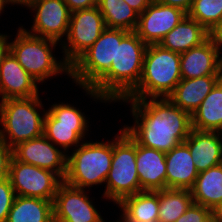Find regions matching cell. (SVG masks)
Returning a JSON list of instances; mask_svg holds the SVG:
<instances>
[{
  "mask_svg": "<svg viewBox=\"0 0 222 222\" xmlns=\"http://www.w3.org/2000/svg\"><path fill=\"white\" fill-rule=\"evenodd\" d=\"M131 104L134 125L123 128L142 146L167 153L187 139L191 114L168 98L123 99Z\"/></svg>",
  "mask_w": 222,
  "mask_h": 222,
  "instance_id": "6da1fadb",
  "label": "cell"
},
{
  "mask_svg": "<svg viewBox=\"0 0 222 222\" xmlns=\"http://www.w3.org/2000/svg\"><path fill=\"white\" fill-rule=\"evenodd\" d=\"M147 46L135 31L116 29L115 61L91 88H84L86 95L105 103L123 100L140 81Z\"/></svg>",
  "mask_w": 222,
  "mask_h": 222,
  "instance_id": "7a4b0ae2",
  "label": "cell"
},
{
  "mask_svg": "<svg viewBox=\"0 0 222 222\" xmlns=\"http://www.w3.org/2000/svg\"><path fill=\"white\" fill-rule=\"evenodd\" d=\"M181 79L180 53L149 44L140 81L124 99L167 98Z\"/></svg>",
  "mask_w": 222,
  "mask_h": 222,
  "instance_id": "3957f363",
  "label": "cell"
},
{
  "mask_svg": "<svg viewBox=\"0 0 222 222\" xmlns=\"http://www.w3.org/2000/svg\"><path fill=\"white\" fill-rule=\"evenodd\" d=\"M39 98L37 95L0 101V142L13 148L21 142L43 135L46 111ZM37 109H43L44 113H39Z\"/></svg>",
  "mask_w": 222,
  "mask_h": 222,
  "instance_id": "277c9868",
  "label": "cell"
},
{
  "mask_svg": "<svg viewBox=\"0 0 222 222\" xmlns=\"http://www.w3.org/2000/svg\"><path fill=\"white\" fill-rule=\"evenodd\" d=\"M17 30L16 38L10 42V52L38 83L63 72L70 76V66L64 59L58 61L52 53L59 42L31 35L23 26Z\"/></svg>",
  "mask_w": 222,
  "mask_h": 222,
  "instance_id": "5b68a950",
  "label": "cell"
},
{
  "mask_svg": "<svg viewBox=\"0 0 222 222\" xmlns=\"http://www.w3.org/2000/svg\"><path fill=\"white\" fill-rule=\"evenodd\" d=\"M67 154V172L64 182L72 187L86 189L105 184L111 168L113 141H83Z\"/></svg>",
  "mask_w": 222,
  "mask_h": 222,
  "instance_id": "8992f818",
  "label": "cell"
},
{
  "mask_svg": "<svg viewBox=\"0 0 222 222\" xmlns=\"http://www.w3.org/2000/svg\"><path fill=\"white\" fill-rule=\"evenodd\" d=\"M111 168L103 197L118 204L123 198L141 192L136 170V140L124 129L113 137Z\"/></svg>",
  "mask_w": 222,
  "mask_h": 222,
  "instance_id": "52a82bcc",
  "label": "cell"
},
{
  "mask_svg": "<svg viewBox=\"0 0 222 222\" xmlns=\"http://www.w3.org/2000/svg\"><path fill=\"white\" fill-rule=\"evenodd\" d=\"M78 108L68 103L53 104L45 113L43 135L66 154L78 147L89 131V121Z\"/></svg>",
  "mask_w": 222,
  "mask_h": 222,
  "instance_id": "ba28073f",
  "label": "cell"
},
{
  "mask_svg": "<svg viewBox=\"0 0 222 222\" xmlns=\"http://www.w3.org/2000/svg\"><path fill=\"white\" fill-rule=\"evenodd\" d=\"M116 29L106 28L71 66L70 78L81 88H91L115 61Z\"/></svg>",
  "mask_w": 222,
  "mask_h": 222,
  "instance_id": "9c48e42d",
  "label": "cell"
},
{
  "mask_svg": "<svg viewBox=\"0 0 222 222\" xmlns=\"http://www.w3.org/2000/svg\"><path fill=\"white\" fill-rule=\"evenodd\" d=\"M105 29L104 18L97 6L71 12L66 39L60 44L63 45L64 61L71 66Z\"/></svg>",
  "mask_w": 222,
  "mask_h": 222,
  "instance_id": "30bf717a",
  "label": "cell"
},
{
  "mask_svg": "<svg viewBox=\"0 0 222 222\" xmlns=\"http://www.w3.org/2000/svg\"><path fill=\"white\" fill-rule=\"evenodd\" d=\"M9 180L16 196L54 200L63 180L53 171L26 164L14 157L10 163Z\"/></svg>",
  "mask_w": 222,
  "mask_h": 222,
  "instance_id": "8fae6325",
  "label": "cell"
},
{
  "mask_svg": "<svg viewBox=\"0 0 222 222\" xmlns=\"http://www.w3.org/2000/svg\"><path fill=\"white\" fill-rule=\"evenodd\" d=\"M35 12L33 25L26 32L61 42L67 35L71 11L63 0H31L26 5Z\"/></svg>",
  "mask_w": 222,
  "mask_h": 222,
  "instance_id": "7c38bea8",
  "label": "cell"
},
{
  "mask_svg": "<svg viewBox=\"0 0 222 222\" xmlns=\"http://www.w3.org/2000/svg\"><path fill=\"white\" fill-rule=\"evenodd\" d=\"M54 222H106L91 202L85 189L59 185L53 200Z\"/></svg>",
  "mask_w": 222,
  "mask_h": 222,
  "instance_id": "4fadbf2b",
  "label": "cell"
},
{
  "mask_svg": "<svg viewBox=\"0 0 222 222\" xmlns=\"http://www.w3.org/2000/svg\"><path fill=\"white\" fill-rule=\"evenodd\" d=\"M13 157L20 162L53 171L62 180L66 176L67 154L44 135L14 146Z\"/></svg>",
  "mask_w": 222,
  "mask_h": 222,
  "instance_id": "5bb4252c",
  "label": "cell"
},
{
  "mask_svg": "<svg viewBox=\"0 0 222 222\" xmlns=\"http://www.w3.org/2000/svg\"><path fill=\"white\" fill-rule=\"evenodd\" d=\"M187 13L180 8L165 5L156 0L141 13L135 30L147 45L159 44Z\"/></svg>",
  "mask_w": 222,
  "mask_h": 222,
  "instance_id": "9a60e30c",
  "label": "cell"
},
{
  "mask_svg": "<svg viewBox=\"0 0 222 222\" xmlns=\"http://www.w3.org/2000/svg\"><path fill=\"white\" fill-rule=\"evenodd\" d=\"M39 84L9 52L0 67L1 101L8 98H29L39 95Z\"/></svg>",
  "mask_w": 222,
  "mask_h": 222,
  "instance_id": "2e32d148",
  "label": "cell"
},
{
  "mask_svg": "<svg viewBox=\"0 0 222 222\" xmlns=\"http://www.w3.org/2000/svg\"><path fill=\"white\" fill-rule=\"evenodd\" d=\"M136 170L142 191L166 189L165 153L136 141Z\"/></svg>",
  "mask_w": 222,
  "mask_h": 222,
  "instance_id": "e0dca14e",
  "label": "cell"
},
{
  "mask_svg": "<svg viewBox=\"0 0 222 222\" xmlns=\"http://www.w3.org/2000/svg\"><path fill=\"white\" fill-rule=\"evenodd\" d=\"M184 143L199 173L222 164V133L192 129Z\"/></svg>",
  "mask_w": 222,
  "mask_h": 222,
  "instance_id": "ac0fdd59",
  "label": "cell"
},
{
  "mask_svg": "<svg viewBox=\"0 0 222 222\" xmlns=\"http://www.w3.org/2000/svg\"><path fill=\"white\" fill-rule=\"evenodd\" d=\"M219 52L208 38L199 46L180 54L182 79H192L207 75H218Z\"/></svg>",
  "mask_w": 222,
  "mask_h": 222,
  "instance_id": "d6986e66",
  "label": "cell"
},
{
  "mask_svg": "<svg viewBox=\"0 0 222 222\" xmlns=\"http://www.w3.org/2000/svg\"><path fill=\"white\" fill-rule=\"evenodd\" d=\"M166 161V188L191 189L199 174L189 147L181 143L170 152L165 153Z\"/></svg>",
  "mask_w": 222,
  "mask_h": 222,
  "instance_id": "ffe728a7",
  "label": "cell"
},
{
  "mask_svg": "<svg viewBox=\"0 0 222 222\" xmlns=\"http://www.w3.org/2000/svg\"><path fill=\"white\" fill-rule=\"evenodd\" d=\"M218 81V75L181 79L167 98L181 110L192 114Z\"/></svg>",
  "mask_w": 222,
  "mask_h": 222,
  "instance_id": "44dd1931",
  "label": "cell"
},
{
  "mask_svg": "<svg viewBox=\"0 0 222 222\" xmlns=\"http://www.w3.org/2000/svg\"><path fill=\"white\" fill-rule=\"evenodd\" d=\"M209 38V32L196 20L186 15L164 38L159 45L170 51L183 53L199 46Z\"/></svg>",
  "mask_w": 222,
  "mask_h": 222,
  "instance_id": "7402d4cb",
  "label": "cell"
},
{
  "mask_svg": "<svg viewBox=\"0 0 222 222\" xmlns=\"http://www.w3.org/2000/svg\"><path fill=\"white\" fill-rule=\"evenodd\" d=\"M117 205L123 212L119 221H158L159 190L138 192L123 198Z\"/></svg>",
  "mask_w": 222,
  "mask_h": 222,
  "instance_id": "603a6c76",
  "label": "cell"
},
{
  "mask_svg": "<svg viewBox=\"0 0 222 222\" xmlns=\"http://www.w3.org/2000/svg\"><path fill=\"white\" fill-rule=\"evenodd\" d=\"M192 129L222 133V84L218 81L191 114Z\"/></svg>",
  "mask_w": 222,
  "mask_h": 222,
  "instance_id": "cb8c5ba5",
  "label": "cell"
},
{
  "mask_svg": "<svg viewBox=\"0 0 222 222\" xmlns=\"http://www.w3.org/2000/svg\"><path fill=\"white\" fill-rule=\"evenodd\" d=\"M193 203L213 209L222 202V164L198 174L190 189Z\"/></svg>",
  "mask_w": 222,
  "mask_h": 222,
  "instance_id": "d4e9b609",
  "label": "cell"
},
{
  "mask_svg": "<svg viewBox=\"0 0 222 222\" xmlns=\"http://www.w3.org/2000/svg\"><path fill=\"white\" fill-rule=\"evenodd\" d=\"M6 222H54L53 201L16 196Z\"/></svg>",
  "mask_w": 222,
  "mask_h": 222,
  "instance_id": "484cf974",
  "label": "cell"
},
{
  "mask_svg": "<svg viewBox=\"0 0 222 222\" xmlns=\"http://www.w3.org/2000/svg\"><path fill=\"white\" fill-rule=\"evenodd\" d=\"M106 28L135 31L139 14L123 0H97Z\"/></svg>",
  "mask_w": 222,
  "mask_h": 222,
  "instance_id": "4316f807",
  "label": "cell"
},
{
  "mask_svg": "<svg viewBox=\"0 0 222 222\" xmlns=\"http://www.w3.org/2000/svg\"><path fill=\"white\" fill-rule=\"evenodd\" d=\"M193 203L189 189L159 190V222H175Z\"/></svg>",
  "mask_w": 222,
  "mask_h": 222,
  "instance_id": "83f0119b",
  "label": "cell"
},
{
  "mask_svg": "<svg viewBox=\"0 0 222 222\" xmlns=\"http://www.w3.org/2000/svg\"><path fill=\"white\" fill-rule=\"evenodd\" d=\"M187 15L209 32L222 20V0H194Z\"/></svg>",
  "mask_w": 222,
  "mask_h": 222,
  "instance_id": "f1b7e54d",
  "label": "cell"
},
{
  "mask_svg": "<svg viewBox=\"0 0 222 222\" xmlns=\"http://www.w3.org/2000/svg\"><path fill=\"white\" fill-rule=\"evenodd\" d=\"M16 198V193L9 178L0 180V222H6L9 211Z\"/></svg>",
  "mask_w": 222,
  "mask_h": 222,
  "instance_id": "f546056e",
  "label": "cell"
},
{
  "mask_svg": "<svg viewBox=\"0 0 222 222\" xmlns=\"http://www.w3.org/2000/svg\"><path fill=\"white\" fill-rule=\"evenodd\" d=\"M175 222H212V210L192 203Z\"/></svg>",
  "mask_w": 222,
  "mask_h": 222,
  "instance_id": "4dcf8cb0",
  "label": "cell"
},
{
  "mask_svg": "<svg viewBox=\"0 0 222 222\" xmlns=\"http://www.w3.org/2000/svg\"><path fill=\"white\" fill-rule=\"evenodd\" d=\"M13 158V148L0 142V180L9 178L10 163Z\"/></svg>",
  "mask_w": 222,
  "mask_h": 222,
  "instance_id": "1f68e13d",
  "label": "cell"
},
{
  "mask_svg": "<svg viewBox=\"0 0 222 222\" xmlns=\"http://www.w3.org/2000/svg\"><path fill=\"white\" fill-rule=\"evenodd\" d=\"M71 12L97 6V0H63Z\"/></svg>",
  "mask_w": 222,
  "mask_h": 222,
  "instance_id": "d6a6232c",
  "label": "cell"
},
{
  "mask_svg": "<svg viewBox=\"0 0 222 222\" xmlns=\"http://www.w3.org/2000/svg\"><path fill=\"white\" fill-rule=\"evenodd\" d=\"M209 38L212 40L214 46L218 50L219 54H221L222 50V20L209 31ZM221 49V50H220Z\"/></svg>",
  "mask_w": 222,
  "mask_h": 222,
  "instance_id": "836d02e7",
  "label": "cell"
},
{
  "mask_svg": "<svg viewBox=\"0 0 222 222\" xmlns=\"http://www.w3.org/2000/svg\"><path fill=\"white\" fill-rule=\"evenodd\" d=\"M165 5H170L172 7H177L185 11L186 13L189 12L194 0H156Z\"/></svg>",
  "mask_w": 222,
  "mask_h": 222,
  "instance_id": "e575fe53",
  "label": "cell"
},
{
  "mask_svg": "<svg viewBox=\"0 0 222 222\" xmlns=\"http://www.w3.org/2000/svg\"><path fill=\"white\" fill-rule=\"evenodd\" d=\"M10 36L7 34H1L0 33V67L3 63L4 58L8 55L10 52V42L8 39Z\"/></svg>",
  "mask_w": 222,
  "mask_h": 222,
  "instance_id": "d590c367",
  "label": "cell"
},
{
  "mask_svg": "<svg viewBox=\"0 0 222 222\" xmlns=\"http://www.w3.org/2000/svg\"><path fill=\"white\" fill-rule=\"evenodd\" d=\"M131 8H133L138 14H141L153 0H123Z\"/></svg>",
  "mask_w": 222,
  "mask_h": 222,
  "instance_id": "8d00e7d4",
  "label": "cell"
},
{
  "mask_svg": "<svg viewBox=\"0 0 222 222\" xmlns=\"http://www.w3.org/2000/svg\"><path fill=\"white\" fill-rule=\"evenodd\" d=\"M212 222H222V202L212 209Z\"/></svg>",
  "mask_w": 222,
  "mask_h": 222,
  "instance_id": "74e56055",
  "label": "cell"
},
{
  "mask_svg": "<svg viewBox=\"0 0 222 222\" xmlns=\"http://www.w3.org/2000/svg\"><path fill=\"white\" fill-rule=\"evenodd\" d=\"M219 56L218 80L222 84V54Z\"/></svg>",
  "mask_w": 222,
  "mask_h": 222,
  "instance_id": "f35d334b",
  "label": "cell"
},
{
  "mask_svg": "<svg viewBox=\"0 0 222 222\" xmlns=\"http://www.w3.org/2000/svg\"><path fill=\"white\" fill-rule=\"evenodd\" d=\"M13 4L12 0H0V14L3 12V9L6 5Z\"/></svg>",
  "mask_w": 222,
  "mask_h": 222,
  "instance_id": "ab89813d",
  "label": "cell"
},
{
  "mask_svg": "<svg viewBox=\"0 0 222 222\" xmlns=\"http://www.w3.org/2000/svg\"><path fill=\"white\" fill-rule=\"evenodd\" d=\"M29 1H31V0H12V2H13V5H26Z\"/></svg>",
  "mask_w": 222,
  "mask_h": 222,
  "instance_id": "60d3db41",
  "label": "cell"
},
{
  "mask_svg": "<svg viewBox=\"0 0 222 222\" xmlns=\"http://www.w3.org/2000/svg\"><path fill=\"white\" fill-rule=\"evenodd\" d=\"M120 222H147V221H120ZM155 222H159V221H155Z\"/></svg>",
  "mask_w": 222,
  "mask_h": 222,
  "instance_id": "b9f144b4",
  "label": "cell"
}]
</instances>
